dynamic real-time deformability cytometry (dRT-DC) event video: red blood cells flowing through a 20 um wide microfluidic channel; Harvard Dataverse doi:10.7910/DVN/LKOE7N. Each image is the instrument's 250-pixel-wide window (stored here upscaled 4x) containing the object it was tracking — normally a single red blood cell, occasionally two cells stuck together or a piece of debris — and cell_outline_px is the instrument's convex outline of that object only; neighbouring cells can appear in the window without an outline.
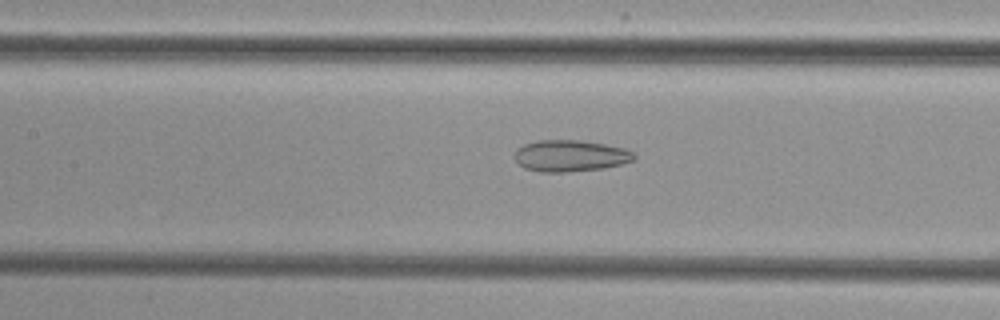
{"species": "common noctule bat (a hibernating species)", "species_latin": "Nyctalus noctula", "temperature_condition": "cold", "stored_images_in_passage": 44, "camera_frame_rate_fps": 3000, "um_per_image_px": 0.085, "animal": {"sex": "female", "body_mass_g": 29.2, "forearm_length_mm": 56.3}, "frame": {"image": 1, "passage_image": 16, "time_ms": 5.0, "image_size_px": [1000, 320], "cell_outline_px": [[636, 160], [604, 168], [568, 172], [540, 172], [524, 168], [516, 160], [516, 148], [524, 144], [536, 140], [580, 140], [604, 144], [624, 148], [632, 152], [636, 156]], "centroid_in_image_um": [48.48, 13.24], "position_along_channel_um": 158.9, "area_um2": 21.96}}
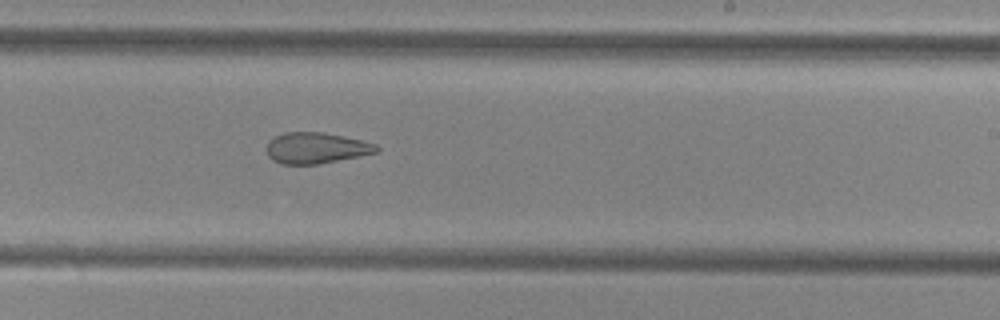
{"frame": {"image": 2, "passage_image": 24, "time_ms": 7.667, "image_size_px": [1000, 320], "cell_outline_px": [[380, 152], [320, 164], [280, 164], [272, 160], [268, 156], [268, 144], [276, 136], [284, 132], [324, 132], [344, 136], [376, 144], [380, 148]], "centroid_in_image_um": [26.92, 12.59], "position_along_channel_um": 262.1, "area_um2": 19.88}}
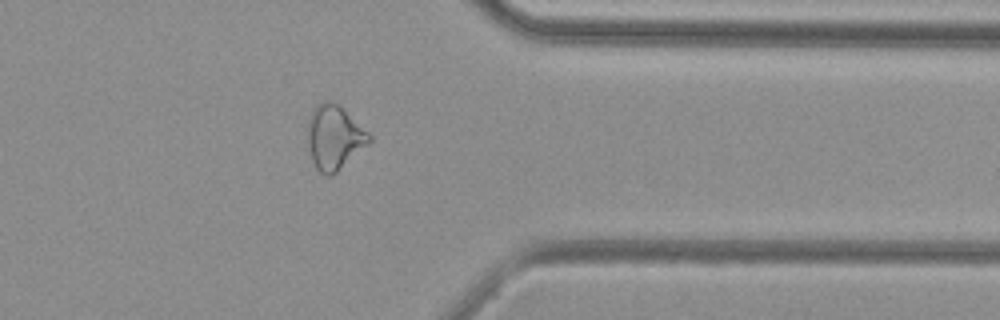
{"frame": {"image": 3, "passage_image": 34, "time_ms": 11.0, "image_size_px": [1000, 320], "cell_outline_px": [[372, 140], [368, 144], [332, 176], [324, 176], [316, 168], [312, 160], [308, 144], [308, 120], [312, 108], [316, 104], [324, 100], [332, 100], [368, 132], [372, 136]], "centroid_in_image_um": [28.39, 11.68], "position_along_channel_um": 383.0, "area_um2": 22.89}}